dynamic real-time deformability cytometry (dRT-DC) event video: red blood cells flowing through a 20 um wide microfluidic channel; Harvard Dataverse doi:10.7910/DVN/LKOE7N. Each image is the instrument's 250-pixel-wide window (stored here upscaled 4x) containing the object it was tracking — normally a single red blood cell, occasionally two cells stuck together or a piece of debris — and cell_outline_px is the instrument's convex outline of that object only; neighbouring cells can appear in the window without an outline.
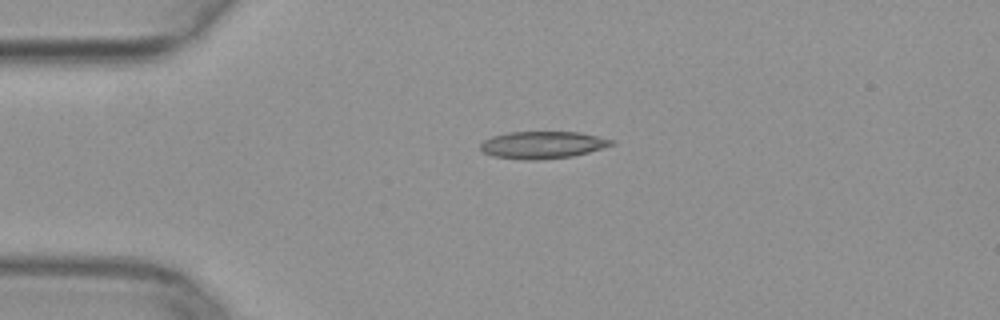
{"species": "common noctule bat (a hibernating species)", "species_latin": "Nyctalus noctula", "temperature_condition": "warm", "stored_images_in_passage": 39, "camera_frame_rate_fps": 3000, "um_per_image_px": 0.085, "animal": {"sex": "female", "body_mass_g": 29.2, "forearm_length_mm": 56.3}, "frame": {"image": 1, "passage_image": 1, "time_ms": 0.0, "image_size_px": [1000, 320], "cell_outline_px": [[616, 144], [588, 152], [572, 156], [536, 160], [524, 160], [492, 156], [484, 152], [480, 148], [480, 144], [484, 140], [492, 136], [508, 132], [580, 132], [616, 140]], "centroid_in_image_um": [46.13, 12.31], "position_along_channel_um": 38.9, "area_um2": 20.87}}
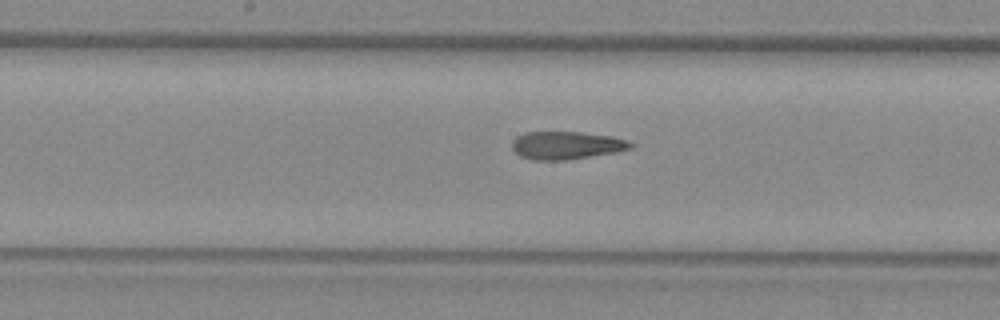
{"frame": {"image": 2, "passage_image": 15, "time_ms": 4.667, "image_size_px": [1000, 320], "cell_outline_px": [[636, 144], [632, 148], [616, 152], [568, 160], [532, 160], [520, 156], [512, 148], [512, 140], [516, 136], [524, 132], [580, 132], [612, 136], [628, 140]], "centroid_in_image_um": [48.16, 12.35], "position_along_channel_um": 200.0, "area_um2": 19.48}}
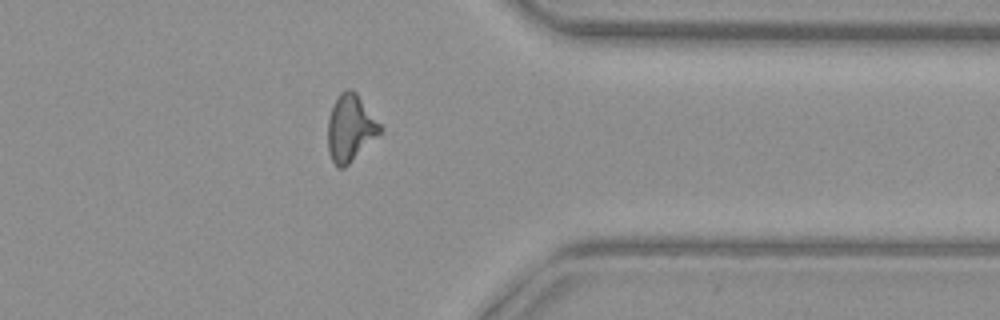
{"frame": {"image": 3, "passage_image": 29, "time_ms": 9.333, "image_size_px": [1000, 320], "cell_outline_px": [[384, 128], [380, 136], [344, 168], [336, 168], [328, 152], [328, 120], [332, 104], [340, 92], [344, 88], [352, 88], [356, 92]], "centroid_in_image_um": [29.8, 10.88], "position_along_channel_um": 381.6, "area_um2": 20.87}}